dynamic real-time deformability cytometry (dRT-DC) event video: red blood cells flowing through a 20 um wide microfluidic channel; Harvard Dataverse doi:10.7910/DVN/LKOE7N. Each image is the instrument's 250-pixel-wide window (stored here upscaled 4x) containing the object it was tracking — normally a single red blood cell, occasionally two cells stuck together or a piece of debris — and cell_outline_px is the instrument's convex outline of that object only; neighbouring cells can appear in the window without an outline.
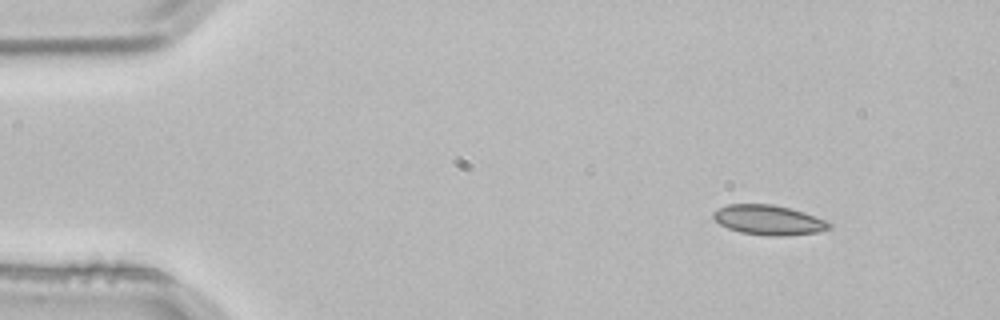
{"species": "common noctule bat (a hibernating species)", "species_latin": "Nyctalus noctula", "temperature_condition": "room temperature", "stored_images_in_passage": 3, "camera_frame_rate_fps": 3000, "um_per_image_px": 0.085, "animal": {"sex": "male", "body_mass_g": 21.5, "forearm_length_mm": 52.0}, "frame": {"image": 1, "passage_image": 1, "time_ms": 0.0, "image_size_px": [1000, 320], "cell_outline_px": [[832, 228], [820, 232], [784, 236], [768, 236], [740, 232], [728, 228], [720, 224], [712, 216], [712, 212], [728, 204], [772, 204], [804, 212], [824, 220], [832, 224]], "centroid_in_image_um": [65.34, 18.71], "position_along_channel_um": 19.7, "area_um2": 20.11}}
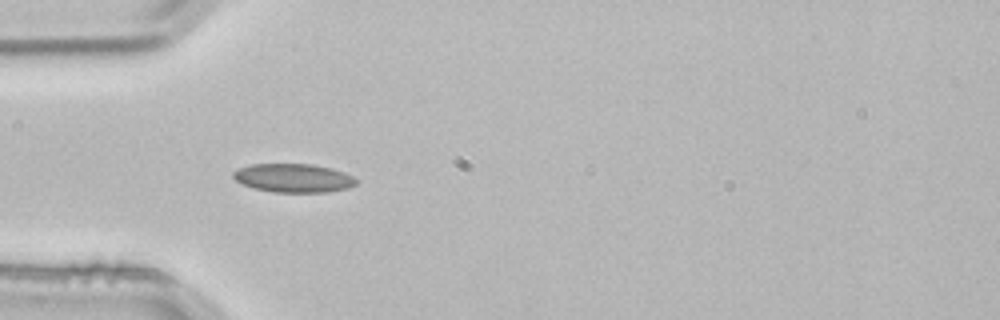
{"frame": {"image": 2, "passage_image": 3, "time_ms": 0.667, "image_size_px": [1000, 320], "cell_outline_px": [[360, 180], [356, 184], [348, 188], [328, 192], [272, 192], [256, 188], [244, 184], [236, 180], [232, 176], [232, 172], [240, 168], [252, 164], [312, 164], [332, 168], [344, 172]], "centroid_in_image_um": [24.99, 15.13], "position_along_channel_um": 60.0, "area_um2": 20.52}}